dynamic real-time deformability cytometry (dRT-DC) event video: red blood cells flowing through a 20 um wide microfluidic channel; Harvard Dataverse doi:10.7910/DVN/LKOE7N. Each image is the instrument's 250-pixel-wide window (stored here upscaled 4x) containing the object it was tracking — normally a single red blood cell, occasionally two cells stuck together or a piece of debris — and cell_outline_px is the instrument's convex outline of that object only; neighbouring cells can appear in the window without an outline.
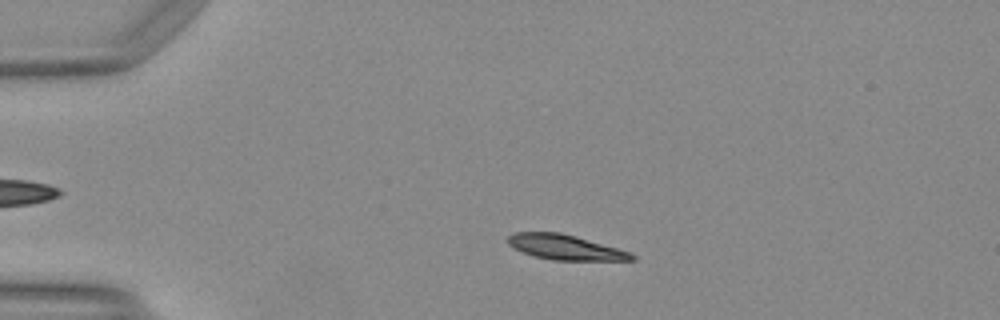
{"species": "Egyptian fruit bat (a non-hibernating species)", "species_latin": "Rousettus aegyptiacus", "temperature_condition": "warm", "stored_images_in_passage": 48, "camera_frame_rate_fps": 3000, "um_per_image_px": 0.085, "animal": {"sex": "female"}, "frame": {"image": 1, "passage_image": 9, "time_ms": 2.667, "image_size_px": [1000, 320], "cell_outline_px": [[636, 260], [552, 260], [536, 256], [524, 252], [508, 244], [508, 236], [512, 232], [560, 232], [576, 236], [616, 248], [628, 252], [636, 256]], "centroid_in_image_um": [48.03, 21.01], "position_along_channel_um": 37.0, "area_um2": 17.74}}
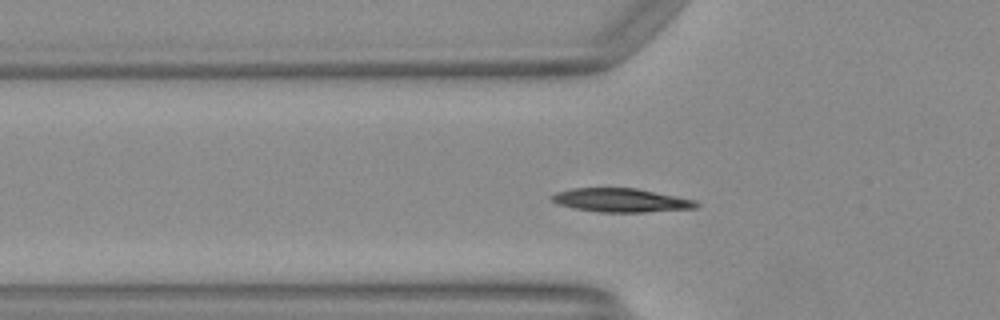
{"frame": {"image": 2, "passage_image": 15, "time_ms": 4.667, "image_size_px": [1000, 320], "cell_outline_px": [[700, 204], [696, 208], [644, 212], [596, 212], [576, 208], [560, 204], [552, 200], [548, 196], [556, 192], [572, 188], [636, 188], [696, 200]], "centroid_in_image_um": [52.79, 17.02], "position_along_channel_um": 73.0, "area_um2": 19.88}}
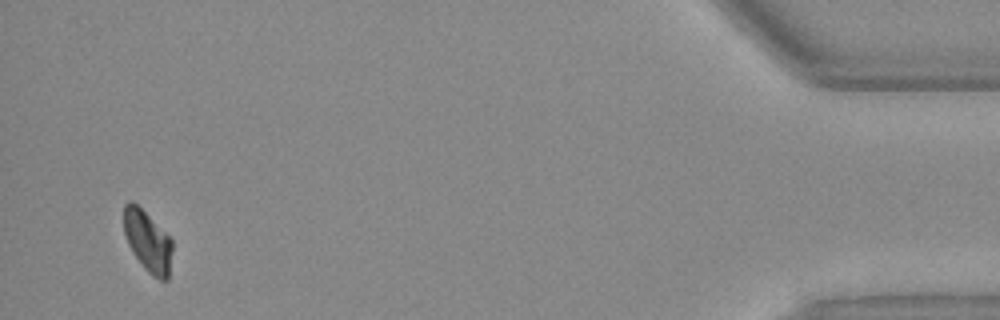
{"frame": {"image": 3, "passage_image": 46, "time_ms": 15.0, "image_size_px": [1000, 320], "cell_outline_px": [[172, 248], [168, 280], [160, 280], [152, 276], [144, 268], [128, 244], [124, 232], [124, 204], [128, 200], [132, 200], [172, 240]], "centroid_in_image_um": [12.54, 20.52], "position_along_channel_um": 422.7, "area_um2": 16.88}, "authors_computed_cell_mechanics": {"area_um2": 19.0451, "velocity_mm_per_s": 4.1169, "shape_relaxation_time_tau1_ms": 5.6768, "shape_relaxation_time_tau2_ms": 3.1241, "deformation_change_tau1": 0.1893, "deformation_change_tau2": 0.0501}}